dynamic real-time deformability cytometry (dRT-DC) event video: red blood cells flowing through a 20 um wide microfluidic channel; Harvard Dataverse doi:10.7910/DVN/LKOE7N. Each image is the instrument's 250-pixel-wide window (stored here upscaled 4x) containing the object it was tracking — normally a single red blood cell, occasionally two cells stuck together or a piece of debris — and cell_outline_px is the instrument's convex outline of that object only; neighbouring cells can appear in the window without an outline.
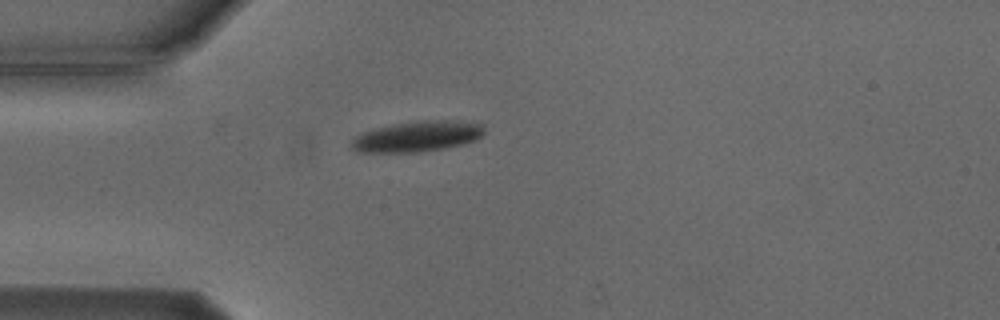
{"species": "Egyptian fruit bat (a non-hibernating species)", "species_latin": "Rousettus aegyptiacus", "temperature_condition": "cold", "stored_images_in_passage": 2, "camera_frame_rate_fps": 3000, "um_per_image_px": 0.085, "animal": {"sex": "male"}, "frame": {"image": 1, "passage_image": 1, "time_ms": 0.0, "image_size_px": [1000, 320], "cell_outline_px": [[484, 132], [476, 140], [464, 144], [444, 148], [416, 152], [360, 152], [352, 148], [352, 140], [360, 132], [372, 128], [392, 124], [420, 120], [460, 120], [480, 124], [484, 128]], "centroid_in_image_um": [35.46, 11.58], "position_along_channel_um": 49.5, "area_um2": 23.81}}